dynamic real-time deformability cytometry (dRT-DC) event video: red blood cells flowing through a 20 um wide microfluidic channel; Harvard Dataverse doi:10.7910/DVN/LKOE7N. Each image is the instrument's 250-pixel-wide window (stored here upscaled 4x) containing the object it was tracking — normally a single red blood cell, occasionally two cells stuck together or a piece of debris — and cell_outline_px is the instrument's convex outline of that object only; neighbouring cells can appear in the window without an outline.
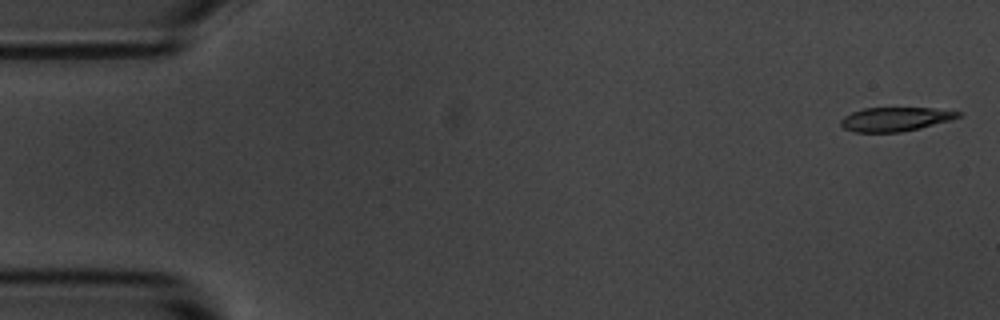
{"species": "common noctule bat (a hibernating species)", "species_latin": "Nyctalus noctula", "temperature_condition": "room temperature", "stored_images_in_passage": 11, "camera_frame_rate_fps": 3000, "um_per_image_px": 0.085, "animal": {"sex": "male", "body_mass_g": 20.1, "forearm_length_mm": 53.5}, "frame": {"image": 1, "passage_image": 1, "time_ms": 0.0, "image_size_px": [1000, 320], "cell_outline_px": [[964, 112], [960, 116], [948, 120], [920, 128], [900, 132], [856, 132], [844, 128], [840, 124], [840, 120], [844, 116], [852, 112], [864, 108], [932, 108]], "centroid_in_image_um": [76.08, 10.12], "position_along_channel_um": 8.9, "area_um2": 16.24}}